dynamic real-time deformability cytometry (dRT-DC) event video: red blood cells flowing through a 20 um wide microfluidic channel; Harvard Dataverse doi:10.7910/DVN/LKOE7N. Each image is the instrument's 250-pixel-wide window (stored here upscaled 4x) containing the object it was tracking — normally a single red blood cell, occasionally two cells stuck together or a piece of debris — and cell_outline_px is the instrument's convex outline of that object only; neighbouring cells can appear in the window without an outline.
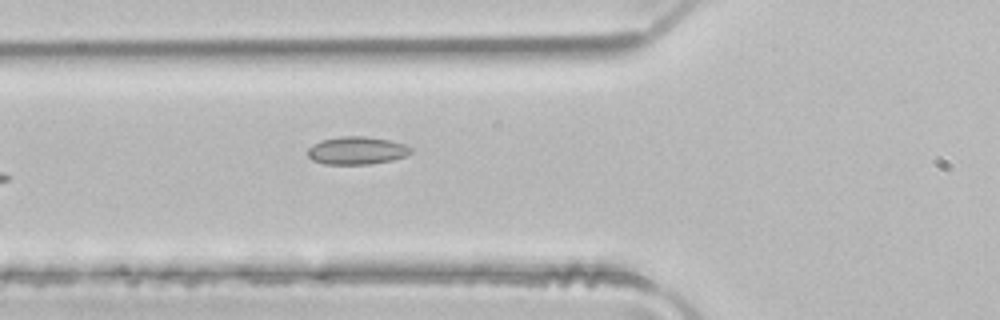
{"species": "common noctule bat (a hibernating species)", "species_latin": "Nyctalus noctula", "temperature_condition": "room temperature", "stored_images_in_passage": 5, "camera_frame_rate_fps": 3000, "um_per_image_px": 0.085, "animal": {"sex": "male", "body_mass_g": 21.5, "forearm_length_mm": 52.0}, "frame": {"image": 1, "passage_image": 5, "time_ms": 1.333, "image_size_px": [1000, 320], "cell_outline_px": [[412, 152], [404, 156], [392, 160], [368, 164], [324, 164], [312, 160], [308, 156], [308, 148], [312, 144], [320, 140], [340, 136], [364, 136], [388, 140], [404, 144], [412, 148]], "centroid_in_image_um": [30.29, 12.79], "position_along_channel_um": 95.5, "area_um2": 16.7}}